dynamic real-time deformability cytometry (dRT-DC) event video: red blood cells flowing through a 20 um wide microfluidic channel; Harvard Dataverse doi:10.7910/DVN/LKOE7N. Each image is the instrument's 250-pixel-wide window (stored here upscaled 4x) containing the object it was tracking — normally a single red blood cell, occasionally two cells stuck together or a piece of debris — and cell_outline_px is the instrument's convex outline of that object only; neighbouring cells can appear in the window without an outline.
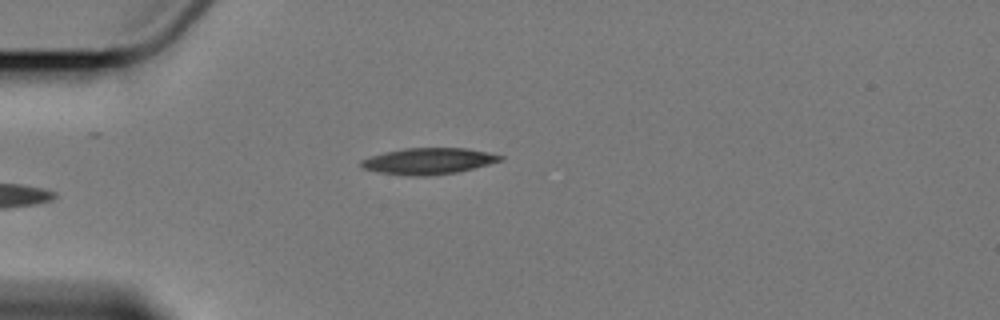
{"species": "Egyptian fruit bat (a non-hibernating species)", "species_latin": "Rousettus aegyptiacus", "temperature_condition": "cold", "stored_images_in_passage": 6, "camera_frame_rate_fps": 3000, "um_per_image_px": 0.085, "animal": {"sex": "female"}, "frame": {"image": 1, "passage_image": 3, "time_ms": 4.333, "image_size_px": [1000, 320], "cell_outline_px": [[504, 160], [456, 172], [428, 176], [404, 176], [376, 172], [364, 168], [360, 164], [360, 160], [384, 152], [404, 148], [464, 148], [488, 152], [504, 156]], "centroid_in_image_um": [36.4, 13.7], "position_along_channel_um": 48.6, "area_um2": 21.33}}
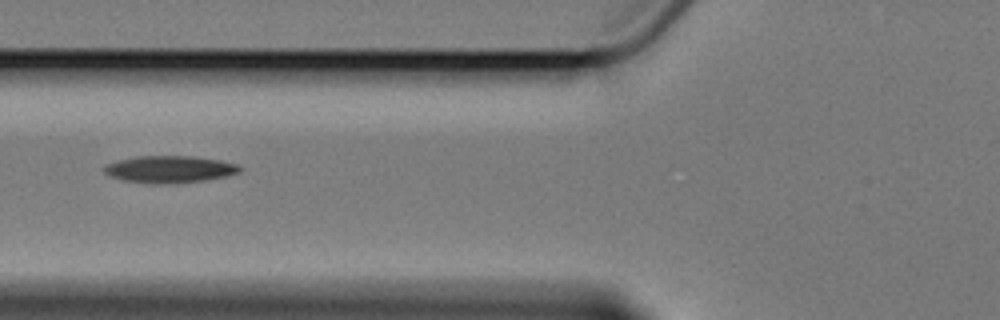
{"frame": {"image": 2, "passage_image": 5, "time_ms": 6.667, "image_size_px": [1000, 320], "cell_outline_px": [[244, 168], [240, 172], [228, 176], [204, 180], [176, 184], [144, 184], [124, 180], [108, 176], [104, 172], [104, 164], [136, 156], [196, 156], [220, 160], [240, 164]], "centroid_in_image_um": [14.45, 14.4], "position_along_channel_um": 111.4, "area_um2": 21.91}}
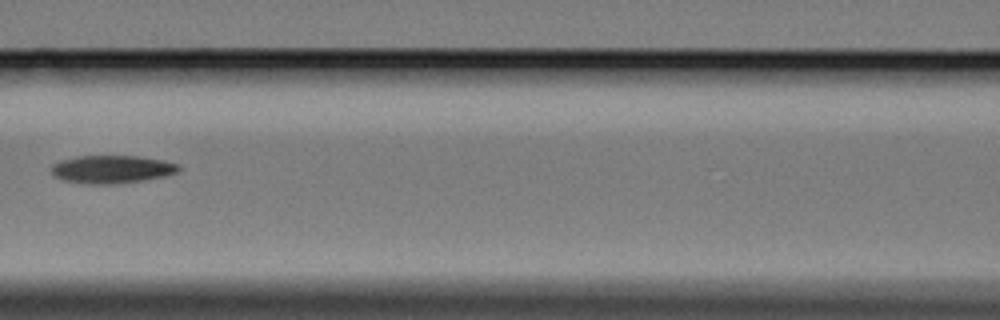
{"frame": {"image": 3, "passage_image": 6, "time_ms": 8.0, "image_size_px": [1000, 320], "cell_outline_px": [[180, 168], [176, 172], [164, 176], [140, 180], [112, 184], [84, 184], [64, 180], [52, 176], [48, 168], [52, 164], [60, 160], [76, 156], [136, 156], [164, 160], [180, 164]], "centroid_in_image_um": [9.42, 14.38], "position_along_channel_um": 157.2, "area_um2": 20.87}}